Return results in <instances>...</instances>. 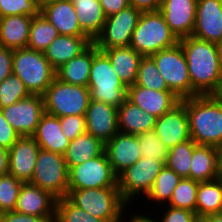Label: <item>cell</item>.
Returning <instances> with one entry per match:
<instances>
[{
    "label": "cell",
    "instance_id": "1",
    "mask_svg": "<svg viewBox=\"0 0 222 222\" xmlns=\"http://www.w3.org/2000/svg\"><path fill=\"white\" fill-rule=\"evenodd\" d=\"M191 81V97L219 95L222 90L221 55L218 45L192 35L179 39Z\"/></svg>",
    "mask_w": 222,
    "mask_h": 222
},
{
    "label": "cell",
    "instance_id": "2",
    "mask_svg": "<svg viewBox=\"0 0 222 222\" xmlns=\"http://www.w3.org/2000/svg\"><path fill=\"white\" fill-rule=\"evenodd\" d=\"M181 102L186 106L190 138L198 145H222V98L197 95Z\"/></svg>",
    "mask_w": 222,
    "mask_h": 222
},
{
    "label": "cell",
    "instance_id": "3",
    "mask_svg": "<svg viewBox=\"0 0 222 222\" xmlns=\"http://www.w3.org/2000/svg\"><path fill=\"white\" fill-rule=\"evenodd\" d=\"M91 100L118 108L127 99V87L119 79L109 58L93 43V59L88 81Z\"/></svg>",
    "mask_w": 222,
    "mask_h": 222
},
{
    "label": "cell",
    "instance_id": "4",
    "mask_svg": "<svg viewBox=\"0 0 222 222\" xmlns=\"http://www.w3.org/2000/svg\"><path fill=\"white\" fill-rule=\"evenodd\" d=\"M178 42L160 11H149L142 12L130 46L143 57H147Z\"/></svg>",
    "mask_w": 222,
    "mask_h": 222
},
{
    "label": "cell",
    "instance_id": "5",
    "mask_svg": "<svg viewBox=\"0 0 222 222\" xmlns=\"http://www.w3.org/2000/svg\"><path fill=\"white\" fill-rule=\"evenodd\" d=\"M13 74L19 77L30 94L43 95L56 77L55 69L44 52L28 47L14 49Z\"/></svg>",
    "mask_w": 222,
    "mask_h": 222
},
{
    "label": "cell",
    "instance_id": "6",
    "mask_svg": "<svg viewBox=\"0 0 222 222\" xmlns=\"http://www.w3.org/2000/svg\"><path fill=\"white\" fill-rule=\"evenodd\" d=\"M67 198L77 207L105 222H121L122 212L127 205L122 200L118 187L68 189Z\"/></svg>",
    "mask_w": 222,
    "mask_h": 222
},
{
    "label": "cell",
    "instance_id": "7",
    "mask_svg": "<svg viewBox=\"0 0 222 222\" xmlns=\"http://www.w3.org/2000/svg\"><path fill=\"white\" fill-rule=\"evenodd\" d=\"M42 96L45 112L57 117L85 115L91 100L88 87L68 84L56 77Z\"/></svg>",
    "mask_w": 222,
    "mask_h": 222
},
{
    "label": "cell",
    "instance_id": "8",
    "mask_svg": "<svg viewBox=\"0 0 222 222\" xmlns=\"http://www.w3.org/2000/svg\"><path fill=\"white\" fill-rule=\"evenodd\" d=\"M156 63L159 73L164 78L168 88L178 98L191 97V81L187 60L180 42L174 46L160 50L150 56Z\"/></svg>",
    "mask_w": 222,
    "mask_h": 222
},
{
    "label": "cell",
    "instance_id": "9",
    "mask_svg": "<svg viewBox=\"0 0 222 222\" xmlns=\"http://www.w3.org/2000/svg\"><path fill=\"white\" fill-rule=\"evenodd\" d=\"M68 173L62 154L40 149L34 175L29 183L60 199L68 195Z\"/></svg>",
    "mask_w": 222,
    "mask_h": 222
},
{
    "label": "cell",
    "instance_id": "10",
    "mask_svg": "<svg viewBox=\"0 0 222 222\" xmlns=\"http://www.w3.org/2000/svg\"><path fill=\"white\" fill-rule=\"evenodd\" d=\"M164 165L157 159L141 157L135 164L122 171L118 175V189L122 200L129 205L132 201L130 199L137 194L144 192L143 195L147 196Z\"/></svg>",
    "mask_w": 222,
    "mask_h": 222
},
{
    "label": "cell",
    "instance_id": "11",
    "mask_svg": "<svg viewBox=\"0 0 222 222\" xmlns=\"http://www.w3.org/2000/svg\"><path fill=\"white\" fill-rule=\"evenodd\" d=\"M118 187V175L113 171L105 151L84 163L69 168L68 189Z\"/></svg>",
    "mask_w": 222,
    "mask_h": 222
},
{
    "label": "cell",
    "instance_id": "12",
    "mask_svg": "<svg viewBox=\"0 0 222 222\" xmlns=\"http://www.w3.org/2000/svg\"><path fill=\"white\" fill-rule=\"evenodd\" d=\"M142 11L129 5L119 13L106 17L100 35L93 42L98 50L130 46Z\"/></svg>",
    "mask_w": 222,
    "mask_h": 222
},
{
    "label": "cell",
    "instance_id": "13",
    "mask_svg": "<svg viewBox=\"0 0 222 222\" xmlns=\"http://www.w3.org/2000/svg\"><path fill=\"white\" fill-rule=\"evenodd\" d=\"M7 122L20 134L32 136L45 113L42 95L30 94L16 103L0 109Z\"/></svg>",
    "mask_w": 222,
    "mask_h": 222
},
{
    "label": "cell",
    "instance_id": "14",
    "mask_svg": "<svg viewBox=\"0 0 222 222\" xmlns=\"http://www.w3.org/2000/svg\"><path fill=\"white\" fill-rule=\"evenodd\" d=\"M198 0H162L160 13L179 40L193 33Z\"/></svg>",
    "mask_w": 222,
    "mask_h": 222
},
{
    "label": "cell",
    "instance_id": "15",
    "mask_svg": "<svg viewBox=\"0 0 222 222\" xmlns=\"http://www.w3.org/2000/svg\"><path fill=\"white\" fill-rule=\"evenodd\" d=\"M153 130L168 149L191 139L186 106L180 102L157 118Z\"/></svg>",
    "mask_w": 222,
    "mask_h": 222
},
{
    "label": "cell",
    "instance_id": "16",
    "mask_svg": "<svg viewBox=\"0 0 222 222\" xmlns=\"http://www.w3.org/2000/svg\"><path fill=\"white\" fill-rule=\"evenodd\" d=\"M86 132L106 144L118 132L117 108L90 100L85 114Z\"/></svg>",
    "mask_w": 222,
    "mask_h": 222
},
{
    "label": "cell",
    "instance_id": "17",
    "mask_svg": "<svg viewBox=\"0 0 222 222\" xmlns=\"http://www.w3.org/2000/svg\"><path fill=\"white\" fill-rule=\"evenodd\" d=\"M192 36L216 44L222 39V0H198Z\"/></svg>",
    "mask_w": 222,
    "mask_h": 222
},
{
    "label": "cell",
    "instance_id": "18",
    "mask_svg": "<svg viewBox=\"0 0 222 222\" xmlns=\"http://www.w3.org/2000/svg\"><path fill=\"white\" fill-rule=\"evenodd\" d=\"M127 100L156 118L181 102L172 91H157L137 85L127 87Z\"/></svg>",
    "mask_w": 222,
    "mask_h": 222
},
{
    "label": "cell",
    "instance_id": "19",
    "mask_svg": "<svg viewBox=\"0 0 222 222\" xmlns=\"http://www.w3.org/2000/svg\"><path fill=\"white\" fill-rule=\"evenodd\" d=\"M40 147L32 136H21L9 149V174L30 182Z\"/></svg>",
    "mask_w": 222,
    "mask_h": 222
},
{
    "label": "cell",
    "instance_id": "20",
    "mask_svg": "<svg viewBox=\"0 0 222 222\" xmlns=\"http://www.w3.org/2000/svg\"><path fill=\"white\" fill-rule=\"evenodd\" d=\"M105 153L117 175L141 158L137 136L119 131L105 144Z\"/></svg>",
    "mask_w": 222,
    "mask_h": 222
},
{
    "label": "cell",
    "instance_id": "21",
    "mask_svg": "<svg viewBox=\"0 0 222 222\" xmlns=\"http://www.w3.org/2000/svg\"><path fill=\"white\" fill-rule=\"evenodd\" d=\"M56 201L50 192L27 182L23 183L14 211L39 217H55Z\"/></svg>",
    "mask_w": 222,
    "mask_h": 222
},
{
    "label": "cell",
    "instance_id": "22",
    "mask_svg": "<svg viewBox=\"0 0 222 222\" xmlns=\"http://www.w3.org/2000/svg\"><path fill=\"white\" fill-rule=\"evenodd\" d=\"M43 16L60 35L86 36L80 29L78 15L71 0H59L41 8Z\"/></svg>",
    "mask_w": 222,
    "mask_h": 222
},
{
    "label": "cell",
    "instance_id": "23",
    "mask_svg": "<svg viewBox=\"0 0 222 222\" xmlns=\"http://www.w3.org/2000/svg\"><path fill=\"white\" fill-rule=\"evenodd\" d=\"M40 149L64 154L70 140L63 134L60 119L45 112L32 135Z\"/></svg>",
    "mask_w": 222,
    "mask_h": 222
},
{
    "label": "cell",
    "instance_id": "24",
    "mask_svg": "<svg viewBox=\"0 0 222 222\" xmlns=\"http://www.w3.org/2000/svg\"><path fill=\"white\" fill-rule=\"evenodd\" d=\"M92 41L87 36L58 35L44 51V55L56 70L83 52Z\"/></svg>",
    "mask_w": 222,
    "mask_h": 222
},
{
    "label": "cell",
    "instance_id": "25",
    "mask_svg": "<svg viewBox=\"0 0 222 222\" xmlns=\"http://www.w3.org/2000/svg\"><path fill=\"white\" fill-rule=\"evenodd\" d=\"M102 51L110 60L119 79L126 87L134 85L139 64L143 58L131 46L115 47L111 49L99 50Z\"/></svg>",
    "mask_w": 222,
    "mask_h": 222
},
{
    "label": "cell",
    "instance_id": "26",
    "mask_svg": "<svg viewBox=\"0 0 222 222\" xmlns=\"http://www.w3.org/2000/svg\"><path fill=\"white\" fill-rule=\"evenodd\" d=\"M118 131L127 134H140L153 130L156 117L144 112L127 99L117 108Z\"/></svg>",
    "mask_w": 222,
    "mask_h": 222
},
{
    "label": "cell",
    "instance_id": "27",
    "mask_svg": "<svg viewBox=\"0 0 222 222\" xmlns=\"http://www.w3.org/2000/svg\"><path fill=\"white\" fill-rule=\"evenodd\" d=\"M78 15V23L82 32L92 41L103 30L106 16L99 0H71Z\"/></svg>",
    "mask_w": 222,
    "mask_h": 222
},
{
    "label": "cell",
    "instance_id": "28",
    "mask_svg": "<svg viewBox=\"0 0 222 222\" xmlns=\"http://www.w3.org/2000/svg\"><path fill=\"white\" fill-rule=\"evenodd\" d=\"M32 16H4L0 25V46L19 49L27 47Z\"/></svg>",
    "mask_w": 222,
    "mask_h": 222
},
{
    "label": "cell",
    "instance_id": "29",
    "mask_svg": "<svg viewBox=\"0 0 222 222\" xmlns=\"http://www.w3.org/2000/svg\"><path fill=\"white\" fill-rule=\"evenodd\" d=\"M93 59V42L78 56L55 70L62 82L87 87Z\"/></svg>",
    "mask_w": 222,
    "mask_h": 222
},
{
    "label": "cell",
    "instance_id": "30",
    "mask_svg": "<svg viewBox=\"0 0 222 222\" xmlns=\"http://www.w3.org/2000/svg\"><path fill=\"white\" fill-rule=\"evenodd\" d=\"M190 178L199 182L219 178L217 147L198 144L194 147Z\"/></svg>",
    "mask_w": 222,
    "mask_h": 222
},
{
    "label": "cell",
    "instance_id": "31",
    "mask_svg": "<svg viewBox=\"0 0 222 222\" xmlns=\"http://www.w3.org/2000/svg\"><path fill=\"white\" fill-rule=\"evenodd\" d=\"M105 144L87 132L70 141L63 154L68 169L101 155Z\"/></svg>",
    "mask_w": 222,
    "mask_h": 222
},
{
    "label": "cell",
    "instance_id": "32",
    "mask_svg": "<svg viewBox=\"0 0 222 222\" xmlns=\"http://www.w3.org/2000/svg\"><path fill=\"white\" fill-rule=\"evenodd\" d=\"M222 213V178L198 183L196 215L199 219Z\"/></svg>",
    "mask_w": 222,
    "mask_h": 222
},
{
    "label": "cell",
    "instance_id": "33",
    "mask_svg": "<svg viewBox=\"0 0 222 222\" xmlns=\"http://www.w3.org/2000/svg\"><path fill=\"white\" fill-rule=\"evenodd\" d=\"M58 35L57 29L40 13L32 17L27 47L44 52Z\"/></svg>",
    "mask_w": 222,
    "mask_h": 222
},
{
    "label": "cell",
    "instance_id": "34",
    "mask_svg": "<svg viewBox=\"0 0 222 222\" xmlns=\"http://www.w3.org/2000/svg\"><path fill=\"white\" fill-rule=\"evenodd\" d=\"M196 145L192 139H189L169 149L165 165L181 178H190L191 159Z\"/></svg>",
    "mask_w": 222,
    "mask_h": 222
},
{
    "label": "cell",
    "instance_id": "35",
    "mask_svg": "<svg viewBox=\"0 0 222 222\" xmlns=\"http://www.w3.org/2000/svg\"><path fill=\"white\" fill-rule=\"evenodd\" d=\"M134 85L157 91H170L159 73L156 63L150 56L141 59Z\"/></svg>",
    "mask_w": 222,
    "mask_h": 222
},
{
    "label": "cell",
    "instance_id": "36",
    "mask_svg": "<svg viewBox=\"0 0 222 222\" xmlns=\"http://www.w3.org/2000/svg\"><path fill=\"white\" fill-rule=\"evenodd\" d=\"M181 177L166 165L157 175L152 190L147 195V198L157 202L170 201L173 191L178 185Z\"/></svg>",
    "mask_w": 222,
    "mask_h": 222
},
{
    "label": "cell",
    "instance_id": "37",
    "mask_svg": "<svg viewBox=\"0 0 222 222\" xmlns=\"http://www.w3.org/2000/svg\"><path fill=\"white\" fill-rule=\"evenodd\" d=\"M199 181L191 178H181L173 191L168 206L187 209L196 214V195Z\"/></svg>",
    "mask_w": 222,
    "mask_h": 222
},
{
    "label": "cell",
    "instance_id": "38",
    "mask_svg": "<svg viewBox=\"0 0 222 222\" xmlns=\"http://www.w3.org/2000/svg\"><path fill=\"white\" fill-rule=\"evenodd\" d=\"M54 222H105L77 207L67 197L57 199Z\"/></svg>",
    "mask_w": 222,
    "mask_h": 222
},
{
    "label": "cell",
    "instance_id": "39",
    "mask_svg": "<svg viewBox=\"0 0 222 222\" xmlns=\"http://www.w3.org/2000/svg\"><path fill=\"white\" fill-rule=\"evenodd\" d=\"M136 136L138 138L141 157L157 159L166 164L169 149L160 140L154 130L140 133Z\"/></svg>",
    "mask_w": 222,
    "mask_h": 222
},
{
    "label": "cell",
    "instance_id": "40",
    "mask_svg": "<svg viewBox=\"0 0 222 222\" xmlns=\"http://www.w3.org/2000/svg\"><path fill=\"white\" fill-rule=\"evenodd\" d=\"M30 95L23 81L13 73L0 83V109Z\"/></svg>",
    "mask_w": 222,
    "mask_h": 222
},
{
    "label": "cell",
    "instance_id": "41",
    "mask_svg": "<svg viewBox=\"0 0 222 222\" xmlns=\"http://www.w3.org/2000/svg\"><path fill=\"white\" fill-rule=\"evenodd\" d=\"M23 183L10 174L0 176V211L2 213L15 210Z\"/></svg>",
    "mask_w": 222,
    "mask_h": 222
},
{
    "label": "cell",
    "instance_id": "42",
    "mask_svg": "<svg viewBox=\"0 0 222 222\" xmlns=\"http://www.w3.org/2000/svg\"><path fill=\"white\" fill-rule=\"evenodd\" d=\"M41 8L37 0H0V15L13 16H38Z\"/></svg>",
    "mask_w": 222,
    "mask_h": 222
},
{
    "label": "cell",
    "instance_id": "43",
    "mask_svg": "<svg viewBox=\"0 0 222 222\" xmlns=\"http://www.w3.org/2000/svg\"><path fill=\"white\" fill-rule=\"evenodd\" d=\"M58 118L60 119L63 134L70 141L86 133L85 115H69Z\"/></svg>",
    "mask_w": 222,
    "mask_h": 222
},
{
    "label": "cell",
    "instance_id": "44",
    "mask_svg": "<svg viewBox=\"0 0 222 222\" xmlns=\"http://www.w3.org/2000/svg\"><path fill=\"white\" fill-rule=\"evenodd\" d=\"M20 137V134L7 122L0 110V147L9 150Z\"/></svg>",
    "mask_w": 222,
    "mask_h": 222
},
{
    "label": "cell",
    "instance_id": "45",
    "mask_svg": "<svg viewBox=\"0 0 222 222\" xmlns=\"http://www.w3.org/2000/svg\"><path fill=\"white\" fill-rule=\"evenodd\" d=\"M166 212L161 222H200L195 212L167 206Z\"/></svg>",
    "mask_w": 222,
    "mask_h": 222
},
{
    "label": "cell",
    "instance_id": "46",
    "mask_svg": "<svg viewBox=\"0 0 222 222\" xmlns=\"http://www.w3.org/2000/svg\"><path fill=\"white\" fill-rule=\"evenodd\" d=\"M14 50L0 46V83L13 73Z\"/></svg>",
    "mask_w": 222,
    "mask_h": 222
},
{
    "label": "cell",
    "instance_id": "47",
    "mask_svg": "<svg viewBox=\"0 0 222 222\" xmlns=\"http://www.w3.org/2000/svg\"><path fill=\"white\" fill-rule=\"evenodd\" d=\"M55 217L26 215L17 211L2 213L1 222H54Z\"/></svg>",
    "mask_w": 222,
    "mask_h": 222
},
{
    "label": "cell",
    "instance_id": "48",
    "mask_svg": "<svg viewBox=\"0 0 222 222\" xmlns=\"http://www.w3.org/2000/svg\"><path fill=\"white\" fill-rule=\"evenodd\" d=\"M106 17L119 13L130 5L129 0H99Z\"/></svg>",
    "mask_w": 222,
    "mask_h": 222
},
{
    "label": "cell",
    "instance_id": "49",
    "mask_svg": "<svg viewBox=\"0 0 222 222\" xmlns=\"http://www.w3.org/2000/svg\"><path fill=\"white\" fill-rule=\"evenodd\" d=\"M131 6L142 12L159 11L162 0H129Z\"/></svg>",
    "mask_w": 222,
    "mask_h": 222
},
{
    "label": "cell",
    "instance_id": "50",
    "mask_svg": "<svg viewBox=\"0 0 222 222\" xmlns=\"http://www.w3.org/2000/svg\"><path fill=\"white\" fill-rule=\"evenodd\" d=\"M9 174V150L0 147V176Z\"/></svg>",
    "mask_w": 222,
    "mask_h": 222
},
{
    "label": "cell",
    "instance_id": "51",
    "mask_svg": "<svg viewBox=\"0 0 222 222\" xmlns=\"http://www.w3.org/2000/svg\"><path fill=\"white\" fill-rule=\"evenodd\" d=\"M200 222H222V213L205 216L200 219Z\"/></svg>",
    "mask_w": 222,
    "mask_h": 222
},
{
    "label": "cell",
    "instance_id": "52",
    "mask_svg": "<svg viewBox=\"0 0 222 222\" xmlns=\"http://www.w3.org/2000/svg\"><path fill=\"white\" fill-rule=\"evenodd\" d=\"M130 222H157V220L150 219V217L142 216L141 214H137L132 216Z\"/></svg>",
    "mask_w": 222,
    "mask_h": 222
},
{
    "label": "cell",
    "instance_id": "53",
    "mask_svg": "<svg viewBox=\"0 0 222 222\" xmlns=\"http://www.w3.org/2000/svg\"><path fill=\"white\" fill-rule=\"evenodd\" d=\"M219 177H222V145L217 147Z\"/></svg>",
    "mask_w": 222,
    "mask_h": 222
},
{
    "label": "cell",
    "instance_id": "54",
    "mask_svg": "<svg viewBox=\"0 0 222 222\" xmlns=\"http://www.w3.org/2000/svg\"><path fill=\"white\" fill-rule=\"evenodd\" d=\"M59 0H37L38 5L40 6V8L44 7L45 5L52 3V2H57Z\"/></svg>",
    "mask_w": 222,
    "mask_h": 222
},
{
    "label": "cell",
    "instance_id": "55",
    "mask_svg": "<svg viewBox=\"0 0 222 222\" xmlns=\"http://www.w3.org/2000/svg\"><path fill=\"white\" fill-rule=\"evenodd\" d=\"M221 55V73H222V39L217 43Z\"/></svg>",
    "mask_w": 222,
    "mask_h": 222
},
{
    "label": "cell",
    "instance_id": "56",
    "mask_svg": "<svg viewBox=\"0 0 222 222\" xmlns=\"http://www.w3.org/2000/svg\"><path fill=\"white\" fill-rule=\"evenodd\" d=\"M1 219H2V212L0 211V222H1Z\"/></svg>",
    "mask_w": 222,
    "mask_h": 222
}]
</instances>
